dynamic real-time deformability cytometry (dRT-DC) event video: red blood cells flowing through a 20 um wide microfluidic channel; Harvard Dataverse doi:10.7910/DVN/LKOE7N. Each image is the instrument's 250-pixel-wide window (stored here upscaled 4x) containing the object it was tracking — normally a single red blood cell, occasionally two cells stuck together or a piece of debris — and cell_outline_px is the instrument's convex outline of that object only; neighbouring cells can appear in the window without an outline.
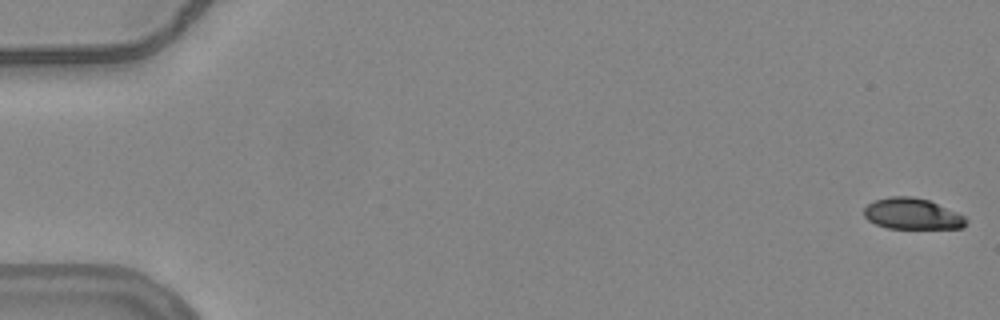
{"species": "common noctule bat (a hibernating species)", "species_latin": "Nyctalus noctula", "temperature_condition": "warm", "stored_images_in_passage": 56, "camera_frame_rate_fps": 3000, "um_per_image_px": 0.085, "animal": {"sex": "female", "body_mass_g": 24.6, "forearm_length_mm": 56.2}, "frame": {"image": 1, "passage_image": 1, "time_ms": 0.0, "image_size_px": [1000, 320], "cell_outline_px": [[968, 220], [964, 228], [888, 228], [876, 224], [868, 220], [864, 216], [864, 208], [868, 204], [876, 200], [888, 196], [912, 196], [928, 200], [956, 212], [964, 216]], "centroid_in_image_um": [77.53, 18.17], "position_along_channel_um": 7.5, "area_um2": 18.38}}
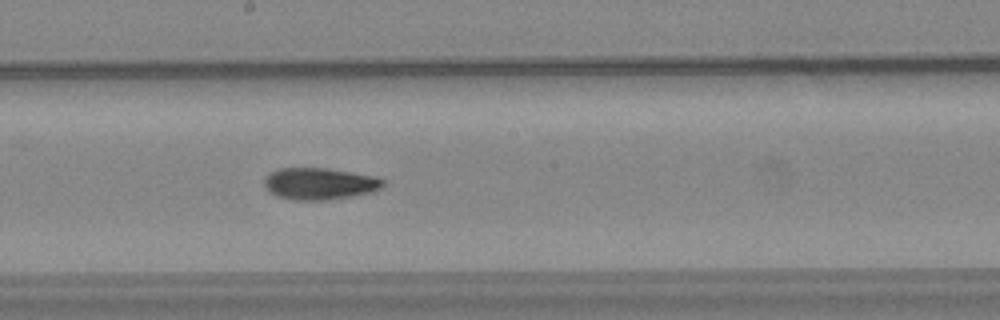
{"frame": {"image": 2, "passage_image": 31, "time_ms": 10.0, "image_size_px": [1000, 320], "cell_outline_px": [[388, 180], [380, 188], [372, 192], [352, 196], [328, 200], [296, 200], [276, 196], [268, 192], [264, 184], [264, 176], [280, 168], [328, 168], [376, 176]], "centroid_in_image_um": [27.18, 15.61], "position_along_channel_um": 221.0, "area_um2": 22.25}}
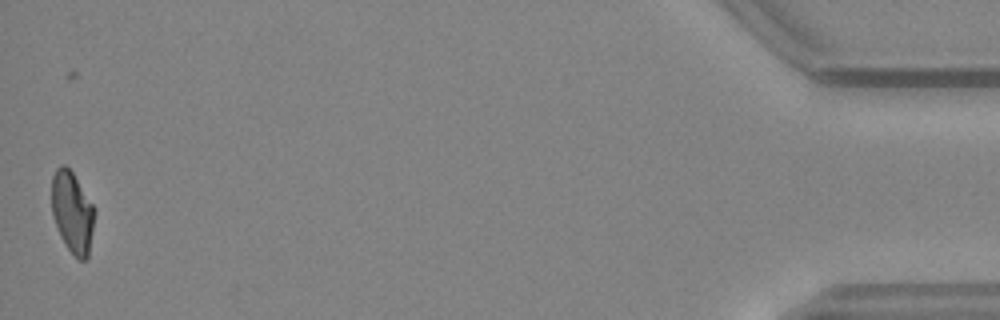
{"frame": {"image": 3, "passage_image": 55, "time_ms": 18.0, "image_size_px": [1000, 320], "cell_outline_px": [[96, 212], [88, 256], [84, 260], [80, 260], [68, 248], [60, 236], [52, 216], [52, 176], [56, 168], [60, 164], [64, 164], [72, 172], [96, 208]], "centroid_in_image_um": [6.16, 18.01], "position_along_channel_um": 429.0, "area_um2": 20.4}, "authors_computed_cell_mechanics": {"area_um2": 21.2993, "velocity_mm_per_s": 3.7793, "shape_relaxation_time_tau1_ms": 5.3132, "shape_relaxation_time_tau2_ms": 3.6423, "deformation_change_tau1": 0.198, "deformation_change_tau2": 0.108}}